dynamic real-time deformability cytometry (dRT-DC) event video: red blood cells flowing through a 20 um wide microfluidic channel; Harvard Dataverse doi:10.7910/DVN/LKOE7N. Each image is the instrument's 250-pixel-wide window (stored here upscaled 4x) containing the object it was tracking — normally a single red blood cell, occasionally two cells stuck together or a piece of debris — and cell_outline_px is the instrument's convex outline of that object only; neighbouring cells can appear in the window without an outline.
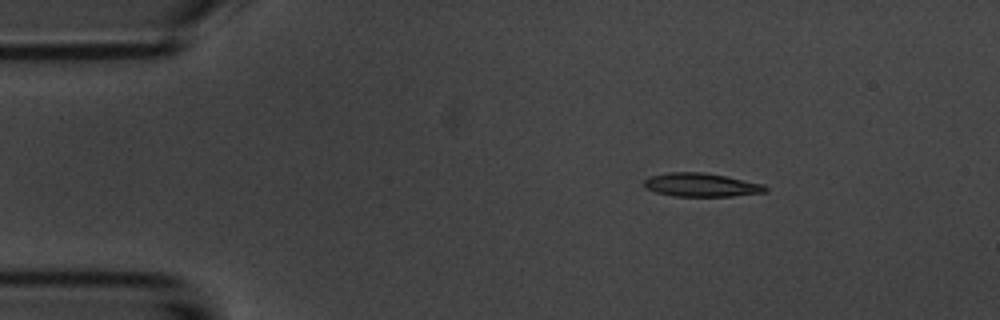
{"species": "common noctule bat (a hibernating species)", "species_latin": "Nyctalus noctula", "temperature_condition": "room temperature", "stored_images_in_passage": 4, "camera_frame_rate_fps": 3000, "um_per_image_px": 0.085, "animal": {"sex": "male", "body_mass_g": 20.1, "forearm_length_mm": 53.5}, "frame": {"image": 1, "passage_image": 2, "time_ms": 1.0, "image_size_px": [1000, 320], "cell_outline_px": [[768, 192], [732, 196], [672, 196], [656, 192], [644, 188], [644, 180], [648, 176], [668, 172], [704, 172], [764, 184], [768, 188]], "centroid_in_image_um": [59.58, 15.72], "position_along_channel_um": 25.4, "area_um2": 16.76}}